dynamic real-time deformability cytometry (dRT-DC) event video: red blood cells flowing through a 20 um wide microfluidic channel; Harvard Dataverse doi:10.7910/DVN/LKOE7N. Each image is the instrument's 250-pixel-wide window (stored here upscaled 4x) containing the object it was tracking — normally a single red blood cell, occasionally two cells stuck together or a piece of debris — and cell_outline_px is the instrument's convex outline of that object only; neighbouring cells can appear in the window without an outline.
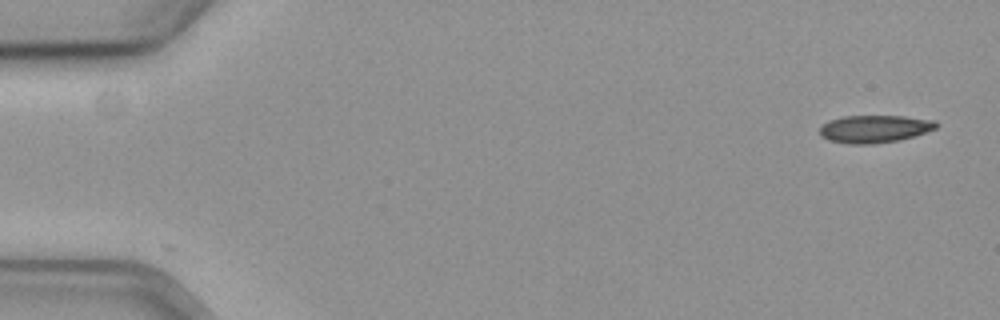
{"species": "common noctule bat (a hibernating species)", "species_latin": "Nyctalus noctula", "temperature_condition": "cold", "stored_images_in_passage": 56, "camera_frame_rate_fps": 3000, "um_per_image_px": 0.085, "animal": {"sex": "female", "body_mass_g": 19.3, "forearm_length_mm": 54.1}, "frame": {"image": 1, "passage_image": 1, "time_ms": 0.0, "image_size_px": [1000, 320], "cell_outline_px": [[940, 124], [936, 128], [912, 136], [896, 140], [872, 144], [848, 144], [828, 140], [820, 136], [820, 128], [828, 120], [844, 116], [904, 116], [936, 120]], "centroid_in_image_um": [74.32, 10.95], "position_along_channel_um": 10.7, "area_um2": 18.67}}
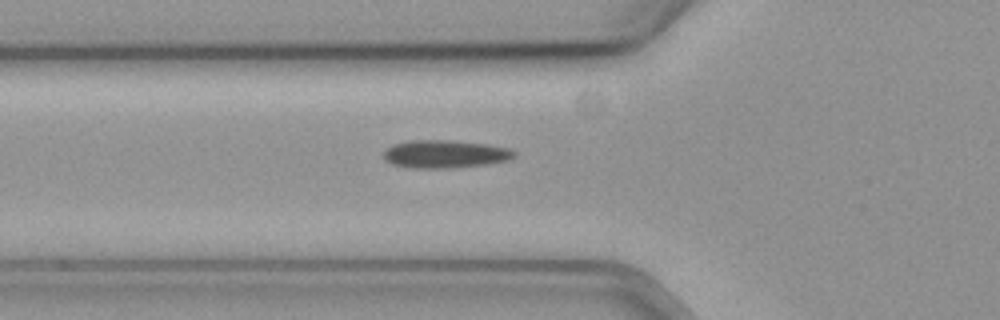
{"frame": {"image": 2, "passage_image": 19, "time_ms": 6.0, "image_size_px": [1000, 320], "cell_outline_px": [[516, 156], [508, 160], [484, 164], [448, 168], [412, 168], [392, 164], [384, 156], [384, 152], [392, 144], [412, 140], [448, 140], [484, 144], [508, 148], [516, 152]], "centroid_in_image_um": [37.82, 13.09], "position_along_channel_um": 88.0, "area_um2": 20.92}}
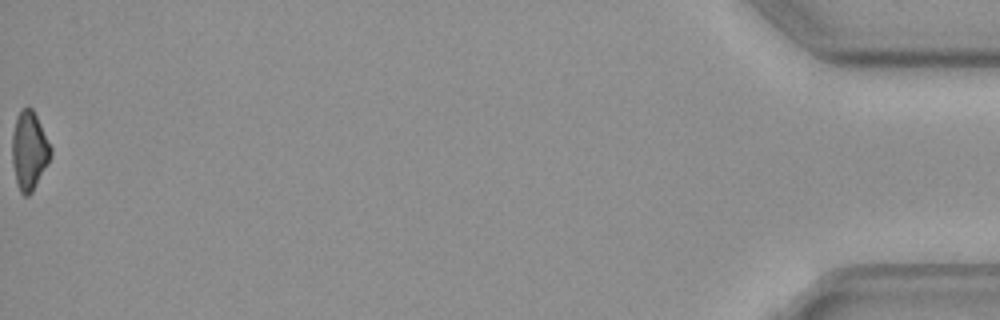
{"frame": {"image": 3, "passage_image": 56, "time_ms": 18.333, "image_size_px": [1000, 320], "cell_outline_px": [[52, 152], [48, 164], [32, 192], [28, 196], [24, 196], [20, 192], [16, 184], [12, 164], [12, 136], [16, 116], [24, 108], [32, 108], [52, 148]], "centroid_in_image_um": [2.47, 12.85], "position_along_channel_um": 432.7, "area_um2": 17.63}}